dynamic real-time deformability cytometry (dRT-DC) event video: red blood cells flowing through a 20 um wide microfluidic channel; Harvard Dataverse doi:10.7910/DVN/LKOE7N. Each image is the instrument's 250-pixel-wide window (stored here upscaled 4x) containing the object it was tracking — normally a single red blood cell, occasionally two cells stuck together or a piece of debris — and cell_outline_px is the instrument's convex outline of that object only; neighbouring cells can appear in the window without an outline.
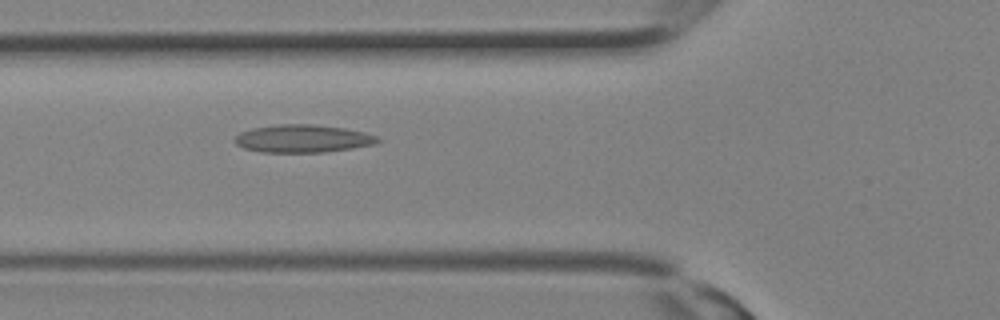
{"species": "Egyptian fruit bat (a non-hibernating species)", "species_latin": "Rousettus aegyptiacus", "temperature_condition": "room temperature", "stored_images_in_passage": 5, "camera_frame_rate_fps": 3000, "um_per_image_px": 0.085, "animal": {"sex": "female"}, "frame": {"image": 1, "passage_image": 5, "time_ms": 1.333, "image_size_px": [1000, 320], "cell_outline_px": [[380, 140], [372, 144], [352, 148], [324, 152], [260, 152], [244, 148], [236, 144], [232, 140], [240, 132], [252, 128], [276, 124], [312, 124], [344, 128], [364, 132], [376, 136]], "centroid_in_image_um": [25.67, 11.78], "position_along_channel_um": 100.1, "area_um2": 23.06}}